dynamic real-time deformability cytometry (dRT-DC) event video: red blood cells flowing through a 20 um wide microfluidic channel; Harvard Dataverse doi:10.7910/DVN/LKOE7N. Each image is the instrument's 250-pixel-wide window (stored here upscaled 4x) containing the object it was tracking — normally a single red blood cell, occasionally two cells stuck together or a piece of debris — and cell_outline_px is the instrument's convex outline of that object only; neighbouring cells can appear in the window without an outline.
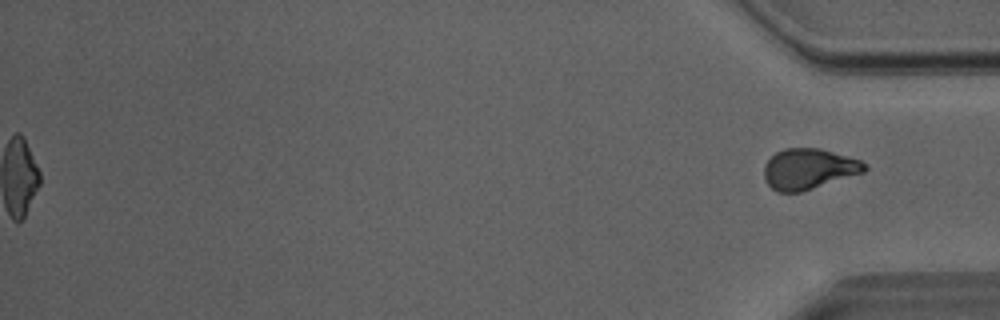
{"species": "Egyptian fruit bat (a non-hibernating species)", "species_latin": "Rousettus aegyptiacus", "temperature_condition": "room temperature", "stored_images_in_passage": 37, "camera_frame_rate_fps": 3000, "um_per_image_px": 0.085, "animal": {"sex": "male"}, "frame": {"image": 1, "passage_image": 37, "time_ms": 12.0, "image_size_px": [1000, 320], "cell_outline_px": [[868, 168], [864, 172], [800, 192], [776, 192], [764, 180], [764, 164], [776, 152], [784, 148], [820, 148], [860, 160], [868, 164]], "centroid_in_image_um": [68.73, 14.35], "position_along_channel_um": 366.5, "area_um2": 23.76}, "authors_computed_cell_mechanics": {"area_um2": 19.074, "velocity_mm_per_s": 4.0738, "shape_relaxation_time_tau1_ms": 6.5568, "shape_relaxation_time_tau2_ms": 2.7105, "deformation_change_tau1": 0.1915, "deformation_change_tau2": 0.1199}}